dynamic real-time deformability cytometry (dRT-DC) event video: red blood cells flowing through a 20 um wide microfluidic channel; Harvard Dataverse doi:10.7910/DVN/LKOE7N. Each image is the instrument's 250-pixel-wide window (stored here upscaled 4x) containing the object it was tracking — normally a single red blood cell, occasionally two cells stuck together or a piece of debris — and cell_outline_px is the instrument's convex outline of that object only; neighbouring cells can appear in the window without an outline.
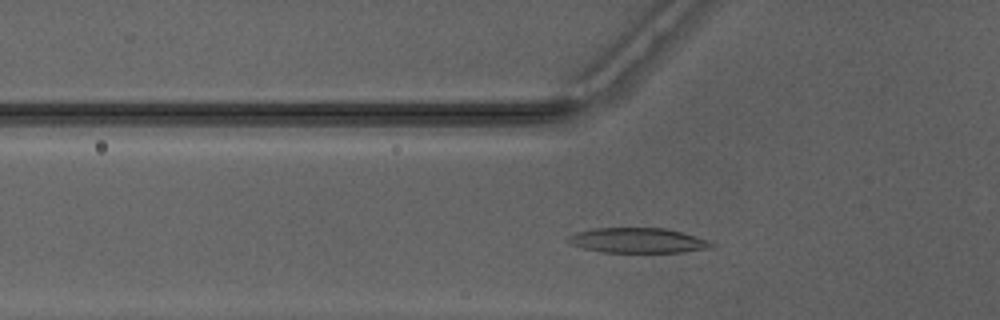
{"species": "Egyptian fruit bat (a non-hibernating species)", "species_latin": "Rousettus aegyptiacus", "temperature_condition": "warm", "stored_images_in_passage": 35, "camera_frame_rate_fps": 3000, "um_per_image_px": 0.085, "animal": {"sex": "male"}, "frame": {"image": 1, "passage_image": 7, "time_ms": 2.0, "image_size_px": [1000, 320], "cell_outline_px": [[716, 244], [712, 248], [684, 252], [604, 252], [584, 248], [572, 244], [564, 240], [568, 236], [576, 232], [592, 228], [664, 228], [680, 232], [708, 240]], "centroid_in_image_um": [54.2, 20.44], "position_along_channel_um": 71.6, "area_um2": 20.87}}
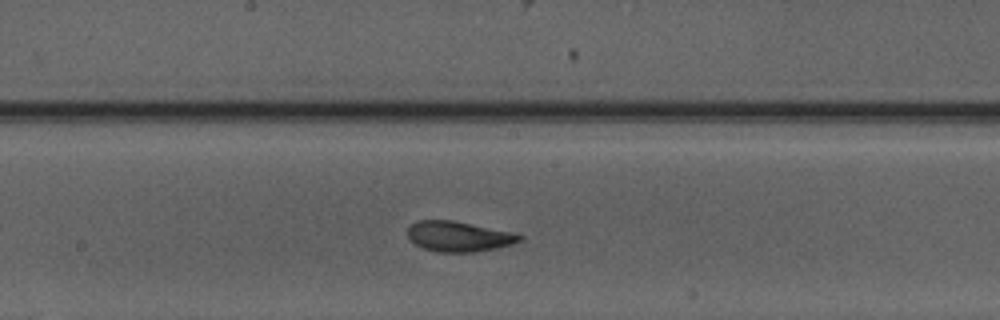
{"frame": {"image": 2, "passage_image": 17, "time_ms": 5.333, "image_size_px": [1000, 320], "cell_outline_px": [[524, 236], [520, 240], [512, 244], [496, 248], [472, 252], [436, 252], [424, 248], [416, 244], [408, 236], [408, 228], [416, 220], [452, 220], [512, 232]], "centroid_in_image_um": [38.98, 20.09], "position_along_channel_um": 209.2, "area_um2": 19.54}}
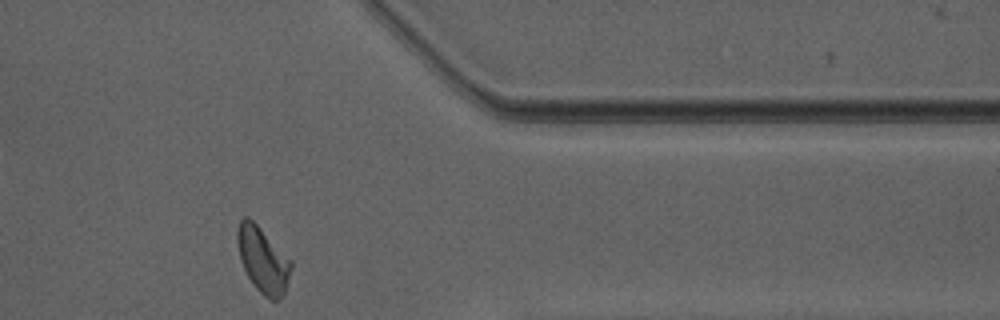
{"frame": {"image": 3, "passage_image": 31, "time_ms": 10.0, "image_size_px": [1000, 320], "cell_outline_px": [[292, 268], [284, 296], [280, 300], [268, 300], [256, 288], [248, 276], [240, 260], [236, 240], [236, 232], [240, 220], [244, 216], [248, 216], [292, 260]], "centroid_in_image_um": [22.35, 22.11], "position_along_channel_um": 389.0, "area_um2": 20.69}, "authors_computed_cell_mechanics": {"area_um2": 19.9988, "velocity_mm_per_s": 4.1451, "shape_relaxation_time_tau1_ms": 2.7705, "shape_relaxation_time_tau2_ms": 1.1419, "deformation_change_tau1": 0.1598, "deformation_change_tau2": 0.0763}}